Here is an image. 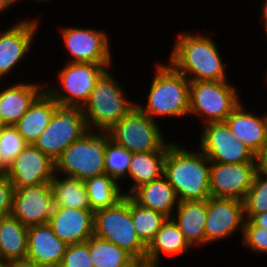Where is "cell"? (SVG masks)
I'll use <instances>...</instances> for the list:
<instances>
[{
    "label": "cell",
    "mask_w": 267,
    "mask_h": 267,
    "mask_svg": "<svg viewBox=\"0 0 267 267\" xmlns=\"http://www.w3.org/2000/svg\"><path fill=\"white\" fill-rule=\"evenodd\" d=\"M259 162L223 164L210 162V196L242 200L252 186Z\"/></svg>",
    "instance_id": "9a60e30c"
},
{
    "label": "cell",
    "mask_w": 267,
    "mask_h": 267,
    "mask_svg": "<svg viewBox=\"0 0 267 267\" xmlns=\"http://www.w3.org/2000/svg\"><path fill=\"white\" fill-rule=\"evenodd\" d=\"M123 267H150L145 258H134L130 263Z\"/></svg>",
    "instance_id": "b9f144b4"
},
{
    "label": "cell",
    "mask_w": 267,
    "mask_h": 267,
    "mask_svg": "<svg viewBox=\"0 0 267 267\" xmlns=\"http://www.w3.org/2000/svg\"><path fill=\"white\" fill-rule=\"evenodd\" d=\"M58 106L59 104L44 91L14 125L27 144L34 145L50 123Z\"/></svg>",
    "instance_id": "d4e9b609"
},
{
    "label": "cell",
    "mask_w": 267,
    "mask_h": 267,
    "mask_svg": "<svg viewBox=\"0 0 267 267\" xmlns=\"http://www.w3.org/2000/svg\"><path fill=\"white\" fill-rule=\"evenodd\" d=\"M244 227H261L267 229V211L252 215L245 220Z\"/></svg>",
    "instance_id": "74e56055"
},
{
    "label": "cell",
    "mask_w": 267,
    "mask_h": 267,
    "mask_svg": "<svg viewBox=\"0 0 267 267\" xmlns=\"http://www.w3.org/2000/svg\"><path fill=\"white\" fill-rule=\"evenodd\" d=\"M67 247L54 234L49 223L28 227L26 259L44 266L59 267Z\"/></svg>",
    "instance_id": "44dd1931"
},
{
    "label": "cell",
    "mask_w": 267,
    "mask_h": 267,
    "mask_svg": "<svg viewBox=\"0 0 267 267\" xmlns=\"http://www.w3.org/2000/svg\"><path fill=\"white\" fill-rule=\"evenodd\" d=\"M198 140L197 148L210 162L223 164L258 162V157L252 150L233 136L225 121L205 123Z\"/></svg>",
    "instance_id": "8fae6325"
},
{
    "label": "cell",
    "mask_w": 267,
    "mask_h": 267,
    "mask_svg": "<svg viewBox=\"0 0 267 267\" xmlns=\"http://www.w3.org/2000/svg\"><path fill=\"white\" fill-rule=\"evenodd\" d=\"M199 32H179L168 63L190 81L228 80L227 65L224 64L217 43L209 34Z\"/></svg>",
    "instance_id": "6da1fadb"
},
{
    "label": "cell",
    "mask_w": 267,
    "mask_h": 267,
    "mask_svg": "<svg viewBox=\"0 0 267 267\" xmlns=\"http://www.w3.org/2000/svg\"><path fill=\"white\" fill-rule=\"evenodd\" d=\"M50 1H51V0H35L34 2H36V3H37V2H39V3H40V2H41V3L43 2V3H44V2H50ZM20 2H22V0H17V1H16V3H20Z\"/></svg>",
    "instance_id": "bcb514c9"
},
{
    "label": "cell",
    "mask_w": 267,
    "mask_h": 267,
    "mask_svg": "<svg viewBox=\"0 0 267 267\" xmlns=\"http://www.w3.org/2000/svg\"><path fill=\"white\" fill-rule=\"evenodd\" d=\"M155 65L146 104L136 106L153 120L189 116L190 80L177 72L168 62ZM155 74V75H154ZM145 105V106H143Z\"/></svg>",
    "instance_id": "3957f363"
},
{
    "label": "cell",
    "mask_w": 267,
    "mask_h": 267,
    "mask_svg": "<svg viewBox=\"0 0 267 267\" xmlns=\"http://www.w3.org/2000/svg\"><path fill=\"white\" fill-rule=\"evenodd\" d=\"M131 156L130 151L110 139L105 147V173L121 182L128 175Z\"/></svg>",
    "instance_id": "d6a6232c"
},
{
    "label": "cell",
    "mask_w": 267,
    "mask_h": 267,
    "mask_svg": "<svg viewBox=\"0 0 267 267\" xmlns=\"http://www.w3.org/2000/svg\"><path fill=\"white\" fill-rule=\"evenodd\" d=\"M88 130L80 107L58 106L34 145L55 162L70 144L82 138Z\"/></svg>",
    "instance_id": "30bf717a"
},
{
    "label": "cell",
    "mask_w": 267,
    "mask_h": 267,
    "mask_svg": "<svg viewBox=\"0 0 267 267\" xmlns=\"http://www.w3.org/2000/svg\"><path fill=\"white\" fill-rule=\"evenodd\" d=\"M265 74H266V75H265V77H266V78H265V80H266L265 83H266V85H267V71H266Z\"/></svg>",
    "instance_id": "7dc6e473"
},
{
    "label": "cell",
    "mask_w": 267,
    "mask_h": 267,
    "mask_svg": "<svg viewBox=\"0 0 267 267\" xmlns=\"http://www.w3.org/2000/svg\"><path fill=\"white\" fill-rule=\"evenodd\" d=\"M93 224L95 236L119 246L134 258H145L146 245L134 228L129 195L113 207L95 211Z\"/></svg>",
    "instance_id": "9c48e42d"
},
{
    "label": "cell",
    "mask_w": 267,
    "mask_h": 267,
    "mask_svg": "<svg viewBox=\"0 0 267 267\" xmlns=\"http://www.w3.org/2000/svg\"><path fill=\"white\" fill-rule=\"evenodd\" d=\"M241 244L250 252L267 254V229L261 227H244Z\"/></svg>",
    "instance_id": "d590c367"
},
{
    "label": "cell",
    "mask_w": 267,
    "mask_h": 267,
    "mask_svg": "<svg viewBox=\"0 0 267 267\" xmlns=\"http://www.w3.org/2000/svg\"><path fill=\"white\" fill-rule=\"evenodd\" d=\"M173 143L167 150L163 175L173 186L179 201L206 200L210 197V161L196 151Z\"/></svg>",
    "instance_id": "7a4b0ae2"
},
{
    "label": "cell",
    "mask_w": 267,
    "mask_h": 267,
    "mask_svg": "<svg viewBox=\"0 0 267 267\" xmlns=\"http://www.w3.org/2000/svg\"><path fill=\"white\" fill-rule=\"evenodd\" d=\"M18 82L0 87V126H14L45 91V83ZM1 84V82H0ZM1 86V85H0Z\"/></svg>",
    "instance_id": "d6986e66"
},
{
    "label": "cell",
    "mask_w": 267,
    "mask_h": 267,
    "mask_svg": "<svg viewBox=\"0 0 267 267\" xmlns=\"http://www.w3.org/2000/svg\"><path fill=\"white\" fill-rule=\"evenodd\" d=\"M59 267H93L88 240L82 243L68 245Z\"/></svg>",
    "instance_id": "e575fe53"
},
{
    "label": "cell",
    "mask_w": 267,
    "mask_h": 267,
    "mask_svg": "<svg viewBox=\"0 0 267 267\" xmlns=\"http://www.w3.org/2000/svg\"><path fill=\"white\" fill-rule=\"evenodd\" d=\"M16 0H0V14H4L7 9L16 6Z\"/></svg>",
    "instance_id": "7bdbcfd3"
},
{
    "label": "cell",
    "mask_w": 267,
    "mask_h": 267,
    "mask_svg": "<svg viewBox=\"0 0 267 267\" xmlns=\"http://www.w3.org/2000/svg\"><path fill=\"white\" fill-rule=\"evenodd\" d=\"M207 216V199L179 201L171 219L183 233L191 247L205 246V221Z\"/></svg>",
    "instance_id": "7402d4cb"
},
{
    "label": "cell",
    "mask_w": 267,
    "mask_h": 267,
    "mask_svg": "<svg viewBox=\"0 0 267 267\" xmlns=\"http://www.w3.org/2000/svg\"><path fill=\"white\" fill-rule=\"evenodd\" d=\"M113 64L97 63H66L58 72L56 82L60 86L55 87L51 83H45V91L63 107H80L89 99L97 80Z\"/></svg>",
    "instance_id": "52a82bcc"
},
{
    "label": "cell",
    "mask_w": 267,
    "mask_h": 267,
    "mask_svg": "<svg viewBox=\"0 0 267 267\" xmlns=\"http://www.w3.org/2000/svg\"><path fill=\"white\" fill-rule=\"evenodd\" d=\"M229 82L190 81L189 116L202 119V125L225 121L241 102L237 87Z\"/></svg>",
    "instance_id": "8992f818"
},
{
    "label": "cell",
    "mask_w": 267,
    "mask_h": 267,
    "mask_svg": "<svg viewBox=\"0 0 267 267\" xmlns=\"http://www.w3.org/2000/svg\"><path fill=\"white\" fill-rule=\"evenodd\" d=\"M50 185L54 207L91 209L83 180L55 173Z\"/></svg>",
    "instance_id": "f1b7e54d"
},
{
    "label": "cell",
    "mask_w": 267,
    "mask_h": 267,
    "mask_svg": "<svg viewBox=\"0 0 267 267\" xmlns=\"http://www.w3.org/2000/svg\"><path fill=\"white\" fill-rule=\"evenodd\" d=\"M129 196L140 206L160 212L167 218L172 217L179 203L173 186L164 175L140 185Z\"/></svg>",
    "instance_id": "cb8c5ba5"
},
{
    "label": "cell",
    "mask_w": 267,
    "mask_h": 267,
    "mask_svg": "<svg viewBox=\"0 0 267 267\" xmlns=\"http://www.w3.org/2000/svg\"><path fill=\"white\" fill-rule=\"evenodd\" d=\"M28 227L12 214L0 219V260L12 261L27 257Z\"/></svg>",
    "instance_id": "4316f807"
},
{
    "label": "cell",
    "mask_w": 267,
    "mask_h": 267,
    "mask_svg": "<svg viewBox=\"0 0 267 267\" xmlns=\"http://www.w3.org/2000/svg\"><path fill=\"white\" fill-rule=\"evenodd\" d=\"M261 8L260 10V21L263 25V30L265 31L266 37H267V0H263L261 6H259Z\"/></svg>",
    "instance_id": "ab89813d"
},
{
    "label": "cell",
    "mask_w": 267,
    "mask_h": 267,
    "mask_svg": "<svg viewBox=\"0 0 267 267\" xmlns=\"http://www.w3.org/2000/svg\"><path fill=\"white\" fill-rule=\"evenodd\" d=\"M114 177L102 174L84 180L91 210L93 212L115 206L125 196L122 184Z\"/></svg>",
    "instance_id": "83f0119b"
},
{
    "label": "cell",
    "mask_w": 267,
    "mask_h": 267,
    "mask_svg": "<svg viewBox=\"0 0 267 267\" xmlns=\"http://www.w3.org/2000/svg\"><path fill=\"white\" fill-rule=\"evenodd\" d=\"M130 211L137 236L147 246L167 217L160 212L140 206L131 197Z\"/></svg>",
    "instance_id": "4dcf8cb0"
},
{
    "label": "cell",
    "mask_w": 267,
    "mask_h": 267,
    "mask_svg": "<svg viewBox=\"0 0 267 267\" xmlns=\"http://www.w3.org/2000/svg\"><path fill=\"white\" fill-rule=\"evenodd\" d=\"M241 101L239 105L227 116L228 124L233 136L247 145L258 157L264 149L267 132V113L256 114L247 111Z\"/></svg>",
    "instance_id": "ffe728a7"
},
{
    "label": "cell",
    "mask_w": 267,
    "mask_h": 267,
    "mask_svg": "<svg viewBox=\"0 0 267 267\" xmlns=\"http://www.w3.org/2000/svg\"><path fill=\"white\" fill-rule=\"evenodd\" d=\"M23 136L12 125L0 126V153L3 161L9 165L27 146Z\"/></svg>",
    "instance_id": "836d02e7"
},
{
    "label": "cell",
    "mask_w": 267,
    "mask_h": 267,
    "mask_svg": "<svg viewBox=\"0 0 267 267\" xmlns=\"http://www.w3.org/2000/svg\"><path fill=\"white\" fill-rule=\"evenodd\" d=\"M167 150H156L152 152L132 153L127 178L132 184L125 195H130L137 187L160 178L164 172V161Z\"/></svg>",
    "instance_id": "484cf974"
},
{
    "label": "cell",
    "mask_w": 267,
    "mask_h": 267,
    "mask_svg": "<svg viewBox=\"0 0 267 267\" xmlns=\"http://www.w3.org/2000/svg\"><path fill=\"white\" fill-rule=\"evenodd\" d=\"M110 70L107 69L97 80L81 108L90 130H110L136 106L137 102L128 98L124 86Z\"/></svg>",
    "instance_id": "277c9868"
},
{
    "label": "cell",
    "mask_w": 267,
    "mask_h": 267,
    "mask_svg": "<svg viewBox=\"0 0 267 267\" xmlns=\"http://www.w3.org/2000/svg\"><path fill=\"white\" fill-rule=\"evenodd\" d=\"M8 173V165L3 161L0 153V178L6 177Z\"/></svg>",
    "instance_id": "ee69618b"
},
{
    "label": "cell",
    "mask_w": 267,
    "mask_h": 267,
    "mask_svg": "<svg viewBox=\"0 0 267 267\" xmlns=\"http://www.w3.org/2000/svg\"><path fill=\"white\" fill-rule=\"evenodd\" d=\"M59 30L70 56L68 63L113 64L111 40L104 30L79 26H62Z\"/></svg>",
    "instance_id": "7c38bea8"
},
{
    "label": "cell",
    "mask_w": 267,
    "mask_h": 267,
    "mask_svg": "<svg viewBox=\"0 0 267 267\" xmlns=\"http://www.w3.org/2000/svg\"><path fill=\"white\" fill-rule=\"evenodd\" d=\"M11 267H49L38 263H34L28 259L12 260Z\"/></svg>",
    "instance_id": "f35d334b"
},
{
    "label": "cell",
    "mask_w": 267,
    "mask_h": 267,
    "mask_svg": "<svg viewBox=\"0 0 267 267\" xmlns=\"http://www.w3.org/2000/svg\"><path fill=\"white\" fill-rule=\"evenodd\" d=\"M259 168L267 171V132H266V142L264 149L261 154L258 156Z\"/></svg>",
    "instance_id": "60d3db41"
},
{
    "label": "cell",
    "mask_w": 267,
    "mask_h": 267,
    "mask_svg": "<svg viewBox=\"0 0 267 267\" xmlns=\"http://www.w3.org/2000/svg\"><path fill=\"white\" fill-rule=\"evenodd\" d=\"M244 223L242 200L212 196L207 198V216L204 227L206 245L233 237V234L238 231L243 234Z\"/></svg>",
    "instance_id": "5bb4252c"
},
{
    "label": "cell",
    "mask_w": 267,
    "mask_h": 267,
    "mask_svg": "<svg viewBox=\"0 0 267 267\" xmlns=\"http://www.w3.org/2000/svg\"><path fill=\"white\" fill-rule=\"evenodd\" d=\"M14 186L9 178H0V219L11 214Z\"/></svg>",
    "instance_id": "8d00e7d4"
},
{
    "label": "cell",
    "mask_w": 267,
    "mask_h": 267,
    "mask_svg": "<svg viewBox=\"0 0 267 267\" xmlns=\"http://www.w3.org/2000/svg\"><path fill=\"white\" fill-rule=\"evenodd\" d=\"M55 162L35 145L28 144L8 165L7 177L14 188L51 183Z\"/></svg>",
    "instance_id": "e0dca14e"
},
{
    "label": "cell",
    "mask_w": 267,
    "mask_h": 267,
    "mask_svg": "<svg viewBox=\"0 0 267 267\" xmlns=\"http://www.w3.org/2000/svg\"><path fill=\"white\" fill-rule=\"evenodd\" d=\"M0 267H11V261L0 260Z\"/></svg>",
    "instance_id": "f6af8a7d"
},
{
    "label": "cell",
    "mask_w": 267,
    "mask_h": 267,
    "mask_svg": "<svg viewBox=\"0 0 267 267\" xmlns=\"http://www.w3.org/2000/svg\"><path fill=\"white\" fill-rule=\"evenodd\" d=\"M110 139L109 130L89 129L56 159L55 173L83 181L105 174V147Z\"/></svg>",
    "instance_id": "5b68a950"
},
{
    "label": "cell",
    "mask_w": 267,
    "mask_h": 267,
    "mask_svg": "<svg viewBox=\"0 0 267 267\" xmlns=\"http://www.w3.org/2000/svg\"><path fill=\"white\" fill-rule=\"evenodd\" d=\"M190 248L191 246L175 222L171 218H167L146 246L145 259L150 267H160L163 255L173 257L183 255L188 253ZM160 255L162 258H160Z\"/></svg>",
    "instance_id": "603a6c76"
},
{
    "label": "cell",
    "mask_w": 267,
    "mask_h": 267,
    "mask_svg": "<svg viewBox=\"0 0 267 267\" xmlns=\"http://www.w3.org/2000/svg\"><path fill=\"white\" fill-rule=\"evenodd\" d=\"M157 122L135 106L109 130L111 140L131 153L168 150L174 141H166Z\"/></svg>",
    "instance_id": "ba28073f"
},
{
    "label": "cell",
    "mask_w": 267,
    "mask_h": 267,
    "mask_svg": "<svg viewBox=\"0 0 267 267\" xmlns=\"http://www.w3.org/2000/svg\"><path fill=\"white\" fill-rule=\"evenodd\" d=\"M38 18L24 19L0 31V81L19 68L32 50L40 27ZM31 49V50H30Z\"/></svg>",
    "instance_id": "4fadbf2b"
},
{
    "label": "cell",
    "mask_w": 267,
    "mask_h": 267,
    "mask_svg": "<svg viewBox=\"0 0 267 267\" xmlns=\"http://www.w3.org/2000/svg\"><path fill=\"white\" fill-rule=\"evenodd\" d=\"M88 248L93 267H123L134 259L124 249L95 235L88 239Z\"/></svg>",
    "instance_id": "f546056e"
},
{
    "label": "cell",
    "mask_w": 267,
    "mask_h": 267,
    "mask_svg": "<svg viewBox=\"0 0 267 267\" xmlns=\"http://www.w3.org/2000/svg\"><path fill=\"white\" fill-rule=\"evenodd\" d=\"M54 208L50 183L15 188L11 214L23 225L48 223Z\"/></svg>",
    "instance_id": "2e32d148"
},
{
    "label": "cell",
    "mask_w": 267,
    "mask_h": 267,
    "mask_svg": "<svg viewBox=\"0 0 267 267\" xmlns=\"http://www.w3.org/2000/svg\"><path fill=\"white\" fill-rule=\"evenodd\" d=\"M245 220L267 211V171L258 168L252 186L243 199Z\"/></svg>",
    "instance_id": "1f68e13d"
},
{
    "label": "cell",
    "mask_w": 267,
    "mask_h": 267,
    "mask_svg": "<svg viewBox=\"0 0 267 267\" xmlns=\"http://www.w3.org/2000/svg\"><path fill=\"white\" fill-rule=\"evenodd\" d=\"M48 223L54 234L67 245L86 242L94 235V212L91 209L54 207Z\"/></svg>",
    "instance_id": "ac0fdd59"
}]
</instances>
